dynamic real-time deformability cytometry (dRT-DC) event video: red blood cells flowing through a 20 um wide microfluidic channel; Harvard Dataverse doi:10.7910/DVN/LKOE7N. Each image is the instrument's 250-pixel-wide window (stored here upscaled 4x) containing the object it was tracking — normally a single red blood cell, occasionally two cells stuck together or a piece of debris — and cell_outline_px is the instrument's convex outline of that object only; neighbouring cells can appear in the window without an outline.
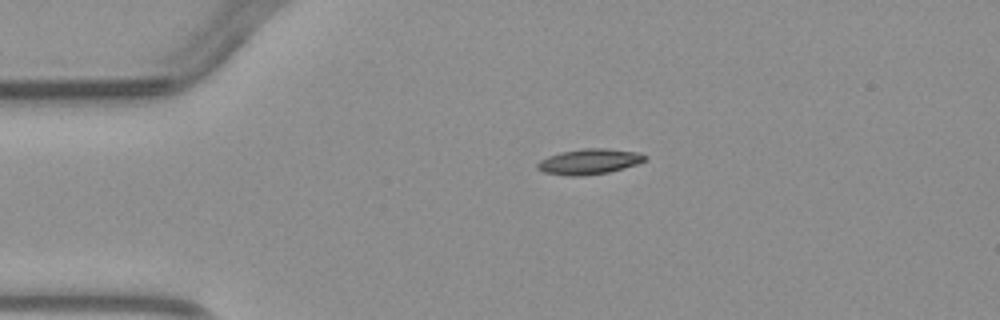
{"species": "common noctule bat (a hibernating species)", "species_latin": "Nyctalus noctula", "temperature_condition": "warm", "stored_images_in_passage": 2, "camera_frame_rate_fps": 3000, "um_per_image_px": 0.085, "animal": {"sex": "male", "body_mass_g": 23.1, "forearm_length_mm": 52.7}, "frame": {"image": 1, "passage_image": 1, "time_ms": 0.0, "image_size_px": [1000, 320], "cell_outline_px": [[648, 160], [624, 168], [608, 172], [584, 176], [568, 176], [544, 172], [536, 168], [536, 164], [540, 160], [548, 156], [560, 152], [580, 148], [608, 148], [640, 152], [648, 156]], "centroid_in_image_um": [50.11, 13.72], "position_along_channel_um": 34.9, "area_um2": 16.24}}